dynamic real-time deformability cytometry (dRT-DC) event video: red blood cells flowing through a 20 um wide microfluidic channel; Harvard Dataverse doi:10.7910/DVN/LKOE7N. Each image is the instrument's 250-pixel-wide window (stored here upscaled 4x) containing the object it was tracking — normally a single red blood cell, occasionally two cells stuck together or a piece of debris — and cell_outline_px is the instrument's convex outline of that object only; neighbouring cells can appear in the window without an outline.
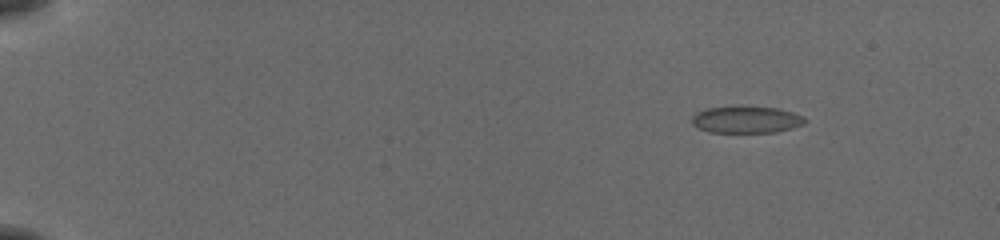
{"species": "common noctule bat (a hibernating species)", "species_latin": "Nyctalus noctula", "temperature_condition": "cold", "stored_images_in_passage": 53, "camera_frame_rate_fps": 3000, "um_per_image_px": 0.085, "animal": {"sex": "female", "body_mass_g": 19.5, "forearm_length_mm": 54.1}, "frame": {"image": 1, "passage_image": 5, "time_ms": 1.333, "image_size_px": [1000, 240], "cell_outline_px": [[808, 120], [804, 124], [792, 128], [776, 132], [708, 132], [692, 124], [692, 116], [696, 112], [708, 108], [776, 108], [792, 112], [804, 116]], "centroid_in_image_um": [63.47, 10.2], "position_along_channel_um": 21.5, "area_um2": 17.22}}
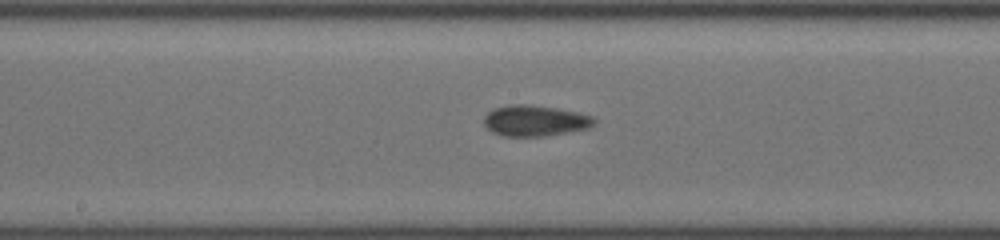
{"frame": {"image": 2, "passage_image": 29, "time_ms": 9.333, "image_size_px": [1000, 240], "cell_outline_px": [[596, 124], [588, 128], [544, 136], [504, 136], [492, 132], [484, 124], [484, 116], [492, 108], [512, 104], [528, 104], [556, 108], [576, 112], [592, 116], [596, 120]], "centroid_in_image_um": [45.45, 10.25], "position_along_channel_um": 202.7, "area_um2": 19.83}}
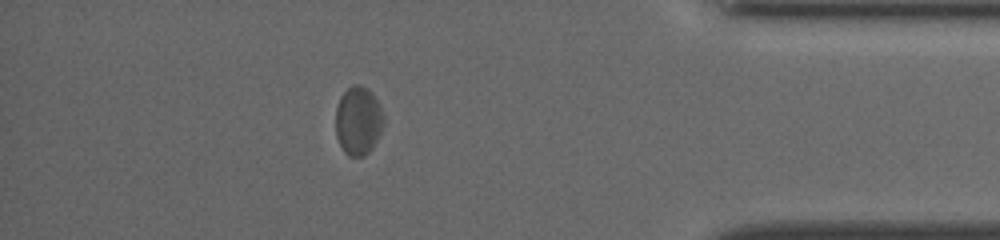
{"frame": {"image": 3, "passage_image": 47, "time_ms": 15.333, "image_size_px": [1000, 240], "cell_outline_px": [[384, 124], [372, 148], [364, 156], [348, 156], [344, 152], [336, 136], [336, 108], [340, 96], [352, 84], [360, 84], [368, 88], [372, 92], [380, 104], [384, 116]], "centroid_in_image_um": [30.46, 10.23], "position_along_channel_um": 404.7, "area_um2": 19.36}, "authors_computed_cell_mechanics": {"area_um2": 18.3804, "velocity_mm_per_s": 3.8457, "shape_relaxation_time_tau1_ms": null, "shape_relaxation_time_tau2_ms": 2.76, "deformation_change_tau1": null, "deformation_change_tau2": 0.0532}}